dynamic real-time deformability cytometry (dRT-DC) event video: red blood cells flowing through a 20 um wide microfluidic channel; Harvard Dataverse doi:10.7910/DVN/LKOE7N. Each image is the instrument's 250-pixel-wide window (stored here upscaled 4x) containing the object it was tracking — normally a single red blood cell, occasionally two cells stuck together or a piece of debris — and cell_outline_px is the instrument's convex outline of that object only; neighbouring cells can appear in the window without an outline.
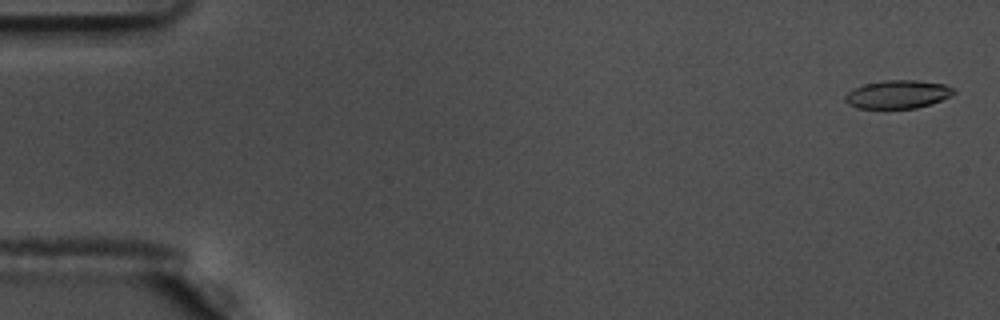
{"species": "common noctule bat (a hibernating species)", "species_latin": "Nyctalus noctula", "temperature_condition": "warm", "stored_images_in_passage": 56, "camera_frame_rate_fps": 3000, "um_per_image_px": 0.085, "animal": {"sex": "male", "body_mass_g": 17.5, "forearm_length_mm": 52.3}, "frame": {"image": 1, "passage_image": 2, "time_ms": 0.333, "image_size_px": [1000, 320], "cell_outline_px": [[956, 92], [940, 100], [916, 108], [856, 108], [848, 104], [844, 100], [844, 96], [852, 88], [864, 84], [884, 80], [916, 80], [944, 84], [956, 88]], "centroid_in_image_um": [76.27, 8.01], "position_along_channel_um": 8.7, "area_um2": 17.86}}
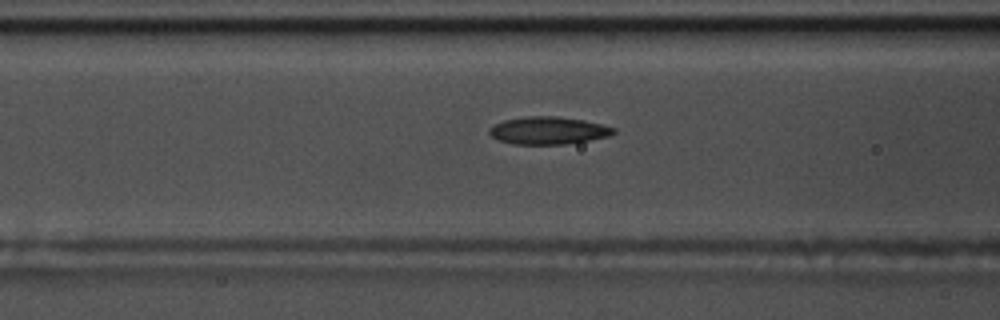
{"frame": {"image": 2, "passage_image": 23, "time_ms": 7.333, "image_size_px": [1000, 320], "cell_outline_px": [[616, 132], [608, 136], [588, 140], [564, 144], [512, 144], [500, 140], [492, 136], [488, 132], [488, 128], [504, 120], [528, 116], [556, 116], [584, 120], [616, 128]], "centroid_in_image_um": [46.6, 11.09], "position_along_channel_um": 120.0, "area_um2": 19.77}}
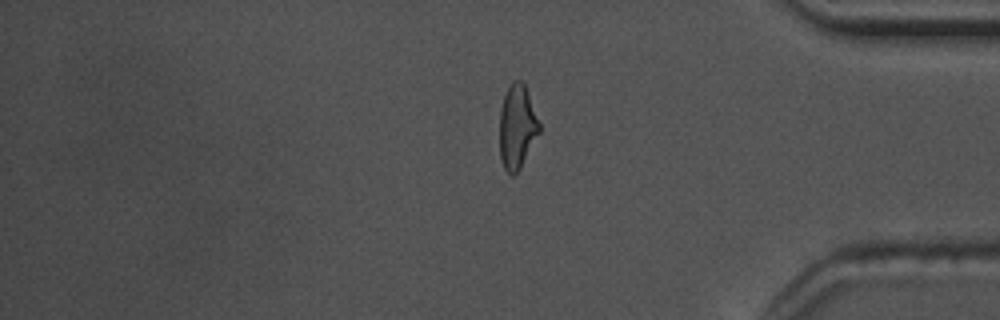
{"frame": {"image": 3, "passage_image": 47, "time_ms": 15.333, "image_size_px": [1000, 320], "cell_outline_px": [[540, 132], [520, 168], [512, 176], [504, 168], [500, 156], [500, 108], [508, 84], [512, 80], [520, 80], [524, 84], [540, 124]], "centroid_in_image_um": [43.94, 10.76], "position_along_channel_um": 391.3, "area_um2": 19.31}, "authors_computed_cell_mechanics": {"area_um2": 19.363, "velocity_mm_per_s": 3.6666, "shape_relaxation_time_tau1_ms": 5.045, "shape_relaxation_time_tau2_ms": 2.0038, "deformation_change_tau1": 0.1741, "deformation_change_tau2": 0.094}}